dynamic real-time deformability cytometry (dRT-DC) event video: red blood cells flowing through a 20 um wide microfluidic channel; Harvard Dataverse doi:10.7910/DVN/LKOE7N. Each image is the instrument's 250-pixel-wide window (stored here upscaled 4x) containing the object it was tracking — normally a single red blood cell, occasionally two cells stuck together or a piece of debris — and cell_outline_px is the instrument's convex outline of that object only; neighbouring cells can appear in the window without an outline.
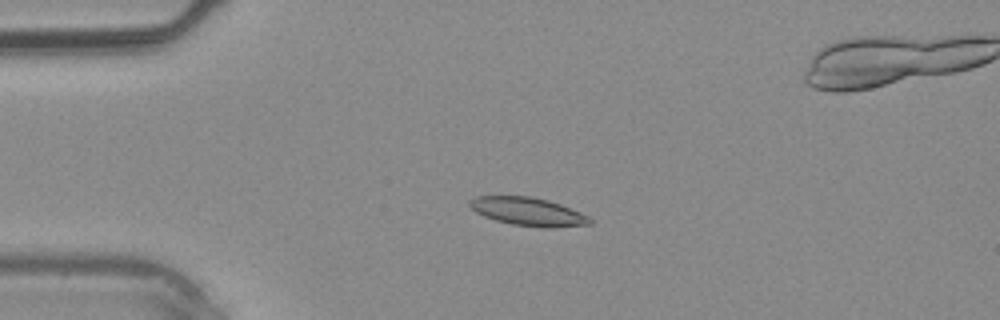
{"species": "common noctule bat (a hibernating species)", "species_latin": "Nyctalus noctula", "temperature_condition": "warm", "stored_images_in_passage": 4, "camera_frame_rate_fps": 3000, "um_per_image_px": 0.085, "animal": {"sex": "male", "body_mass_g": 20.4}, "frame": {"image": 1, "passage_image": 3, "time_ms": 2.333, "image_size_px": [1000, 320], "cell_outline_px": [[592, 224], [552, 228], [540, 228], [512, 224], [496, 220], [484, 216], [476, 212], [468, 204], [468, 200], [476, 196], [532, 196], [548, 200], [560, 204], [580, 212], [588, 216], [592, 220]], "centroid_in_image_um": [44.89, 17.99], "position_along_channel_um": 40.1, "area_um2": 19.88}}